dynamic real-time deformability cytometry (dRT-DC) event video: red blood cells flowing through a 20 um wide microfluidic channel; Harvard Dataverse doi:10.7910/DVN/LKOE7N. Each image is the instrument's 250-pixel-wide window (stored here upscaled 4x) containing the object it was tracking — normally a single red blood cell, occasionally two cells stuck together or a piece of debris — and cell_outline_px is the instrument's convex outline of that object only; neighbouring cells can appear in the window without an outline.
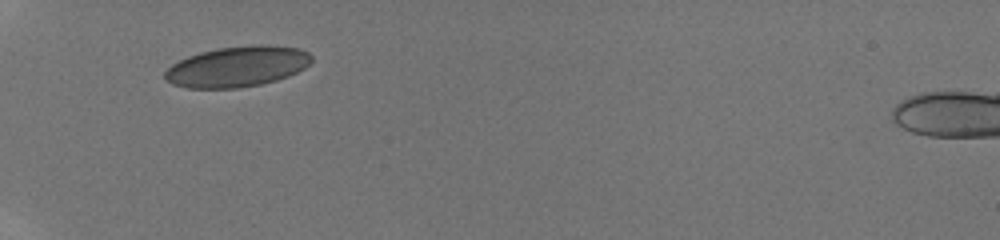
{"species": "human", "species_latin": "Homo sapiens", "temperature_condition": "room temperature", "stored_images_in_passage": 23, "camera_frame_rate_fps": 3000, "um_per_image_px": 0.085, "donor": {"sex": "male"}, "frame": {"image": 1, "passage_image": 1, "time_ms": 0.0, "image_size_px": [1000, 240], "cell_outline_px": [[312, 60], [304, 68], [288, 76], [276, 80], [260, 84], [236, 88], [188, 88], [172, 84], [164, 80], [164, 72], [172, 64], [188, 56], [200, 52], [216, 48], [252, 44], [268, 44], [300, 48], [308, 52], [312, 56]], "centroid_in_image_um": [20.16, 5.64], "position_along_channel_um": 64.8, "area_um2": 34.91}}
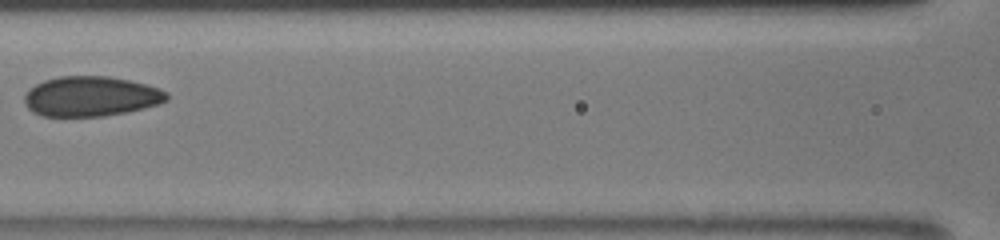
{"frame": {"image": 2, "passage_image": 5, "time_ms": 2.667, "image_size_px": [1000, 240], "cell_outline_px": [[168, 100], [160, 104], [128, 112], [104, 116], [40, 116], [32, 112], [24, 104], [24, 96], [28, 88], [44, 80], [60, 76], [108, 76], [128, 80], [160, 88], [168, 92]], "centroid_in_image_um": [7.72, 8.2], "position_along_channel_um": 158.9, "area_um2": 33.47}}
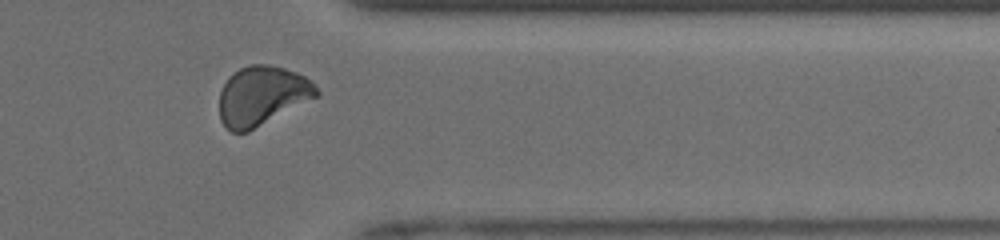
{"frame": {"image": 3, "passage_image": 14, "time_ms": 8.333, "image_size_px": [1000, 240], "cell_outline_px": [[320, 92], [316, 96], [248, 132], [232, 132], [220, 120], [220, 92], [228, 76], [240, 68], [252, 64], [268, 64], [284, 68], [296, 72], [304, 76]], "centroid_in_image_um": [22.23, 8.13], "position_along_channel_um": 389.2, "area_um2": 33.0}, "authors_computed_cell_mechanics": {"area_um2": 32.7726, "velocity_mm_per_s": 4.104, "shape_relaxation_time_tau1_ms": 6.0745, "shape_relaxation_time_tau2_ms": 1.4229, "deformation_change_tau1": 0.1061, "deformation_change_tau2": 0.0498}}